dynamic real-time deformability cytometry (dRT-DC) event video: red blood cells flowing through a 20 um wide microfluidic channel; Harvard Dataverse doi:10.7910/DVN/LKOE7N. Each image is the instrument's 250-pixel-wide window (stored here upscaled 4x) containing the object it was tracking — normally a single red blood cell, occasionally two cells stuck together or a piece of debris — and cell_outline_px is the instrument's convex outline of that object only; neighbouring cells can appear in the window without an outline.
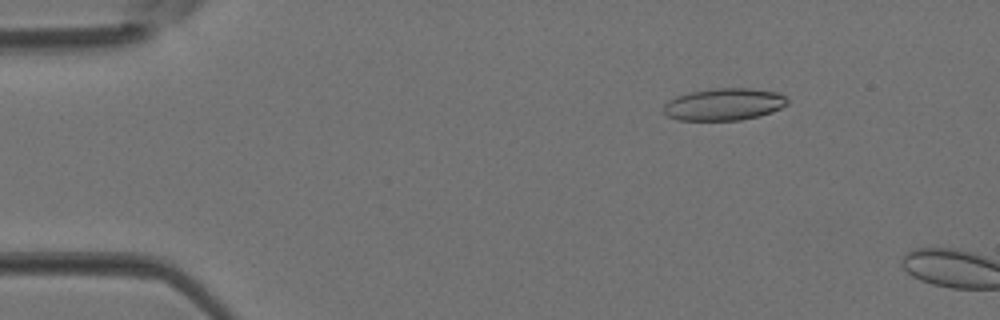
{"species": "Egyptian fruit bat (a non-hibernating species)", "species_latin": "Rousettus aegyptiacus", "temperature_condition": "room temperature", "stored_images_in_passage": 2, "camera_frame_rate_fps": 3000, "um_per_image_px": 0.085, "animal": {"sex": "female"}, "frame": {"image": 1, "passage_image": 1, "time_ms": 0.0, "image_size_px": [1000, 320], "cell_outline_px": [[788, 104], [772, 112], [760, 116], [740, 120], [676, 120], [668, 116], [664, 112], [664, 104], [668, 100], [676, 96], [688, 92], [712, 88], [752, 88], [776, 92], [784, 96], [788, 100]], "centroid_in_image_um": [61.53, 8.86], "position_along_channel_um": 23.5, "area_um2": 23.35}}